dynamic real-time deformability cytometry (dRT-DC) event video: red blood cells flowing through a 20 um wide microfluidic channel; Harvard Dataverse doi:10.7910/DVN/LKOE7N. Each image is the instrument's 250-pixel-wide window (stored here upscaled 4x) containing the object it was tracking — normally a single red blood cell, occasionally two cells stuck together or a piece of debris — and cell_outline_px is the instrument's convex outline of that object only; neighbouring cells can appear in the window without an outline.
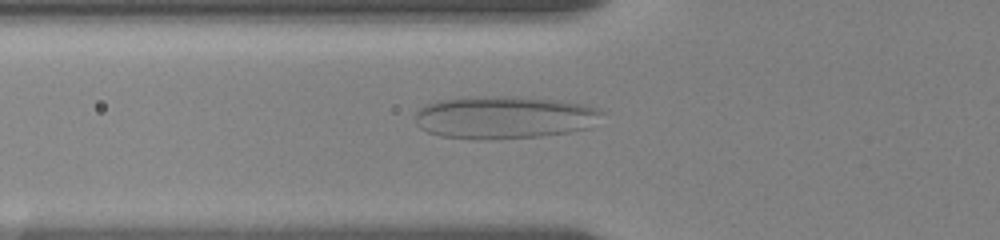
{"species": "human", "species_latin": "Homo sapiens", "temperature_condition": "room temperature", "stored_images_in_passage": 66, "camera_frame_rate_fps": 3000, "um_per_image_px": 0.085, "donor": {"sex": "female"}, "frame": {"image": 1, "passage_image": 5, "time_ms": 1.0, "image_size_px": [1000, 240], "cell_outline_px": [[604, 112], [588, 128], [568, 132], [540, 136], [488, 140], [476, 140], [440, 136], [428, 132], [420, 128], [416, 124], [416, 112], [424, 104], [436, 100], [460, 96], [512, 96], [560, 100], [584, 104], [600, 108]], "centroid_in_image_um": [42.8, 9.96], "position_along_channel_um": 83.0, "area_um2": 47.16}}
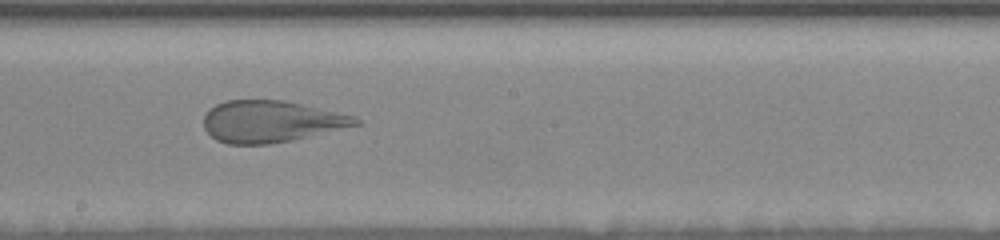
{"frame": {"image": 2, "passage_image": 20, "time_ms": 5.0, "image_size_px": [1000, 240], "cell_outline_px": [[360, 124], [292, 140], [268, 144], [228, 144], [216, 140], [204, 128], [204, 116], [208, 108], [216, 104], [228, 100], [284, 100], [356, 116], [360, 120]], "centroid_in_image_um": [23.01, 10.32], "position_along_channel_um": 225.2, "area_um2": 36.76}}
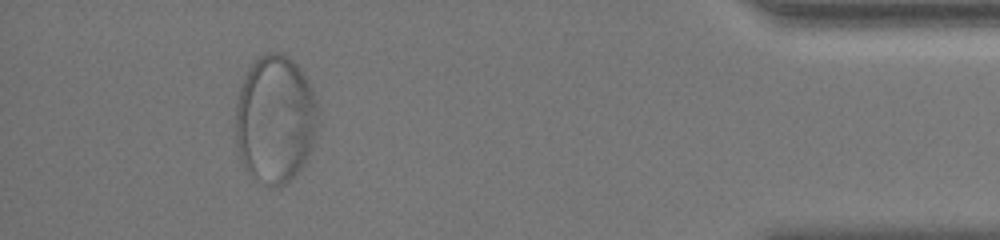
{"frame": {"image": 3, "passage_image": 60, "time_ms": 11.667, "image_size_px": [1000, 240], "cell_outline_px": [[320, 112], [316, 128], [308, 156], [304, 164], [296, 176], [284, 184], [276, 188], [272, 188], [264, 184], [252, 176], [244, 164], [236, 148], [236, 104], [240, 88], [248, 68], [264, 52], [280, 52], [288, 56], [304, 72], [312, 88]], "centroid_in_image_um": [23.4, 10.13], "position_along_channel_um": 411.8, "area_um2": 61.96}}